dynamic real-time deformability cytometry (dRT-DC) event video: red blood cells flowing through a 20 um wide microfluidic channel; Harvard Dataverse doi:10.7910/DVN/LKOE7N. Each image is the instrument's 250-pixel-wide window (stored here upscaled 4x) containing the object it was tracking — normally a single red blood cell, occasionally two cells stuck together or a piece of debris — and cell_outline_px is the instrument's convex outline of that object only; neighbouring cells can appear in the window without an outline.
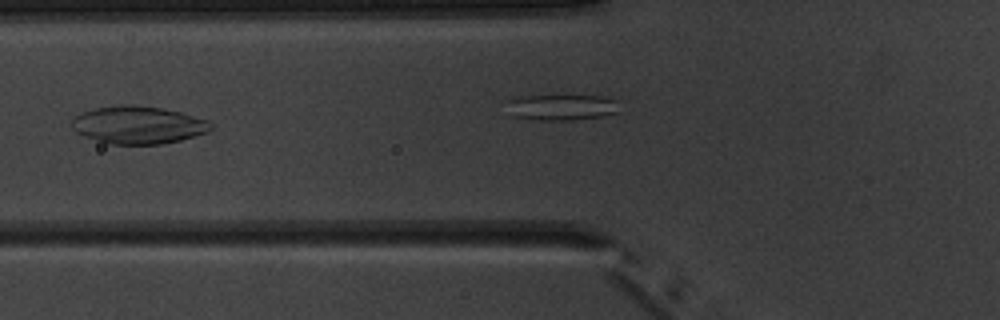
{"species": "common noctule bat (a hibernating species)", "species_latin": "Nyctalus noctula", "temperature_condition": "warm", "stored_images_in_passage": 7, "camera_frame_rate_fps": 3000, "um_per_image_px": 0.085, "animal": {"sex": "male", "body_mass_g": 20.1, "forearm_length_mm": 53.5}, "frame": {"image": 1, "passage_image": 6, "time_ms": 5.667, "image_size_px": [1000, 320], "cell_outline_px": [[212, 128], [208, 132], [180, 140], [160, 144], [108, 144], [84, 136], [76, 132], [72, 128], [72, 120], [80, 112], [96, 108], [120, 104], [132, 104], [160, 108], [180, 112], [208, 120], [212, 124]], "centroid_in_image_um": [11.73, 10.62], "position_along_channel_um": 114.1, "area_um2": 30.52}}